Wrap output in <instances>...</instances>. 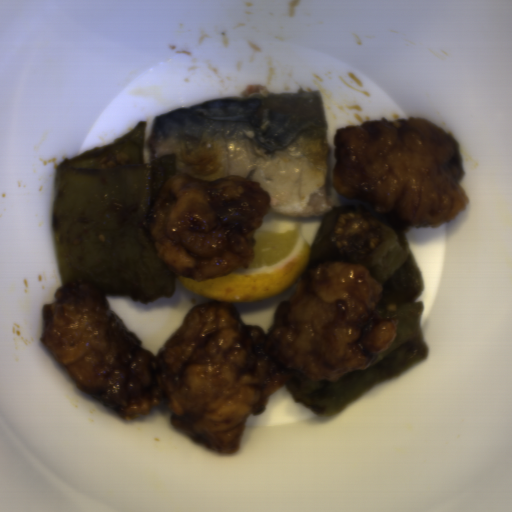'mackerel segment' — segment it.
I'll list each match as a JSON object with an SVG mask.
<instances>
[{"mask_svg": "<svg viewBox=\"0 0 512 512\" xmlns=\"http://www.w3.org/2000/svg\"><path fill=\"white\" fill-rule=\"evenodd\" d=\"M151 162L175 153L176 173L195 180L237 176L258 182L279 217L318 218L341 206L320 90L271 92L184 106L155 117Z\"/></svg>", "mask_w": 512, "mask_h": 512, "instance_id": "14911b7f", "label": "mackerel segment"}]
</instances>
